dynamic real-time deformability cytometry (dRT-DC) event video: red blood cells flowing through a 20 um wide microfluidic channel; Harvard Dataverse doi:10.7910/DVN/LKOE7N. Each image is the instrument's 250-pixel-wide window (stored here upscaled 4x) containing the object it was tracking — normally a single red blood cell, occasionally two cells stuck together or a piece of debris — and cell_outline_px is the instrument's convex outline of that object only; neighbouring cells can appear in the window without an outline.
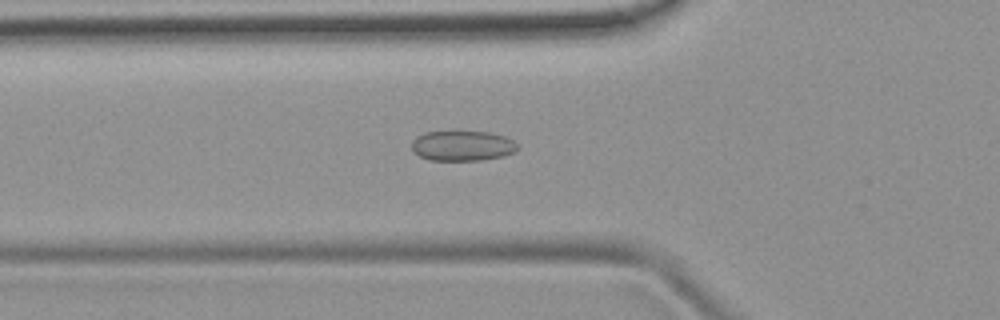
{"species": "common noctule bat (a hibernating species)", "species_latin": "Nyctalus noctula", "temperature_condition": "room temperature", "stored_images_in_passage": 51, "camera_frame_rate_fps": 3000, "um_per_image_px": 0.085, "animal": {"sex": "female", "body_mass_g": 19.9}, "frame": {"image": 1, "passage_image": 17, "time_ms": 5.333, "image_size_px": [1000, 320], "cell_outline_px": [[520, 148], [504, 156], [480, 160], [428, 160], [412, 152], [412, 140], [416, 136], [424, 132], [488, 132], [504, 136], [512, 140]], "centroid_in_image_um": [39.27, 12.4], "position_along_channel_um": 86.5, "area_um2": 18.55}}
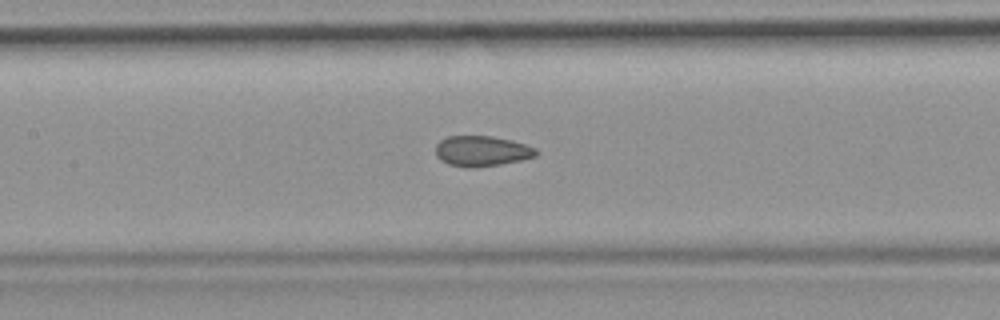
{"frame": {"image": 2, "passage_image": 23, "time_ms": 7.333, "image_size_px": [1000, 320], "cell_outline_px": [[540, 152], [536, 156], [520, 160], [500, 164], [448, 164], [440, 160], [436, 156], [436, 144], [440, 140], [448, 136], [492, 136], [512, 140], [536, 148]], "centroid_in_image_um": [40.98, 12.78], "position_along_channel_um": 166.4, "area_um2": 17.11}}
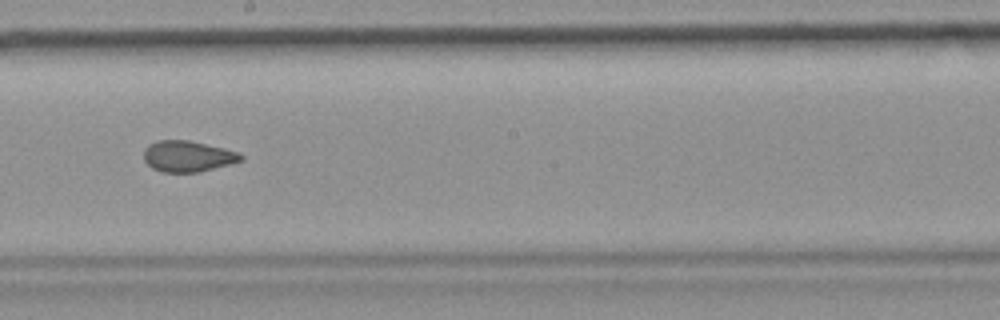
{"frame": {"image": 3, "passage_image": 28, "time_ms": 9.0, "image_size_px": [1000, 320], "cell_outline_px": [[244, 160], [232, 164], [200, 172], [164, 172], [152, 168], [144, 160], [144, 148], [148, 144], [156, 140], [188, 140], [224, 148], [240, 152], [244, 156]], "centroid_in_image_um": [15.99, 13.28], "position_along_channel_um": 232.2, "area_um2": 17.8}, "authors_computed_cell_mechanics": {"area_um2": 18.5538, "velocity_mm_per_s": 3.9711, "shape_relaxation_time_tau1_ms": null, "shape_relaxation_time_tau2_ms": 1.6065, "deformation_change_tau1": null, "deformation_change_tau2": 0.0767}}